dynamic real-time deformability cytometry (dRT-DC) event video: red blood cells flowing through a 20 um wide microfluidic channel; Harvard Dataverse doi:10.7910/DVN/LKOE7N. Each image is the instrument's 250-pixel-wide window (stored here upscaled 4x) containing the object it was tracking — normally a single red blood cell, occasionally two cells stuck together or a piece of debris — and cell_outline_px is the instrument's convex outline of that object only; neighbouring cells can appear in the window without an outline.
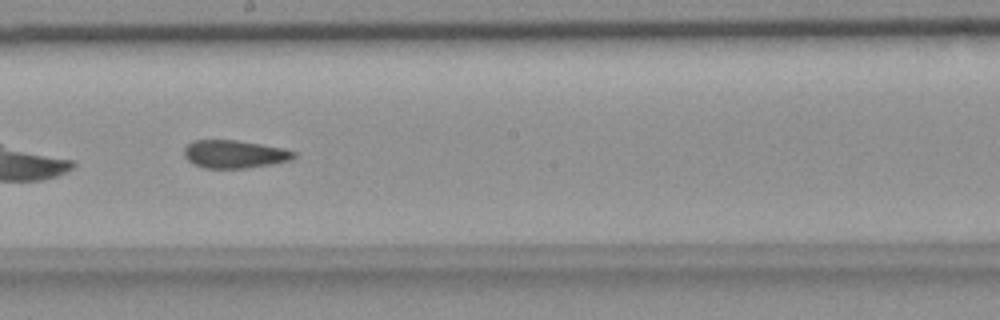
{"species": "common noctule bat (a hibernating species)", "species_latin": "Nyctalus noctula", "temperature_condition": "room temperature", "stored_images_in_passage": 21, "camera_frame_rate_fps": 3000, "um_per_image_px": 0.085, "animal": {"sex": "female", "body_mass_g": 18.4}, "frame": {"image": 1, "passage_image": 15, "time_ms": 4.667, "image_size_px": [1000, 320], "cell_outline_px": [[296, 156], [292, 160], [272, 164], [244, 168], [204, 168], [192, 164], [184, 156], [184, 148], [188, 144], [196, 140], [236, 140], [284, 148], [296, 152]], "centroid_in_image_um": [19.94, 13.1], "position_along_channel_um": 228.3, "area_um2": 17.92}}
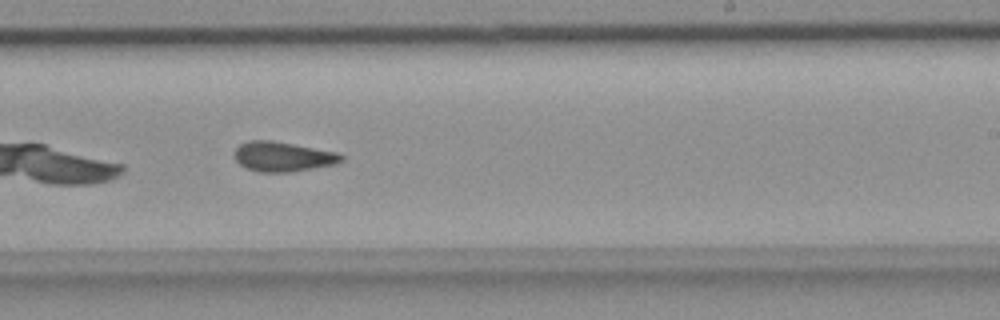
{"frame": {"image": 2, "passage_image": 18, "time_ms": 5.667, "image_size_px": [1000, 320], "cell_outline_px": [[344, 160], [336, 164], [288, 172], [260, 172], [248, 168], [240, 164], [236, 160], [236, 148], [240, 144], [248, 140], [272, 140], [336, 152], [344, 156]], "centroid_in_image_um": [24.06, 13.3], "position_along_channel_um": 264.9, "area_um2": 18.32}}